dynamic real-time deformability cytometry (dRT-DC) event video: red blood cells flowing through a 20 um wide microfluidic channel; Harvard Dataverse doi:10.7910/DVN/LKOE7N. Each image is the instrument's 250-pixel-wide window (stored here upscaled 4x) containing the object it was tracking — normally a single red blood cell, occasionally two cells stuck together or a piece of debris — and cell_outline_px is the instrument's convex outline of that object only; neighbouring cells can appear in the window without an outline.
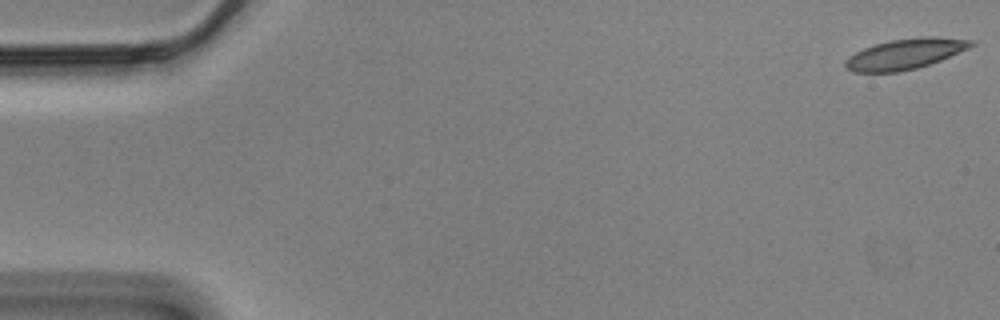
{"species": "Egyptian fruit bat (a non-hibernating species)", "species_latin": "Rousettus aegyptiacus", "temperature_condition": "cold", "stored_images_in_passage": 15, "camera_frame_rate_fps": 3000, "um_per_image_px": 0.085, "animal": {"sex": "male"}, "frame": {"image": 1, "passage_image": 1, "time_ms": 0.0, "image_size_px": [1000, 320], "cell_outline_px": [[976, 44], [968, 48], [940, 60], [916, 68], [896, 72], [852, 72], [844, 68], [844, 60], [848, 56], [864, 48], [876, 44], [892, 40], [920, 36], [936, 36], [972, 40]], "centroid_in_image_um": [76.9, 4.58], "position_along_channel_um": 8.1, "area_um2": 22.25}}
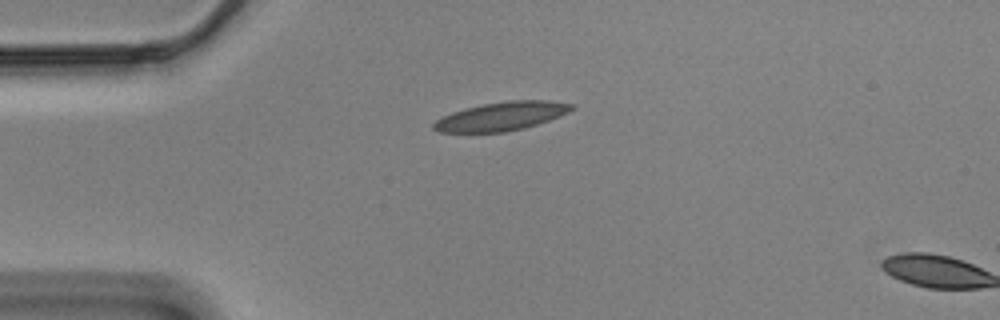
{"frame": {"image": 2, "passage_image": 14, "time_ms": 4.333, "image_size_px": [1000, 320], "cell_outline_px": [[576, 108], [560, 116], [524, 128], [504, 132], [440, 132], [432, 128], [432, 124], [436, 120], [452, 112], [464, 108], [484, 104], [508, 100], [548, 100], [576, 104]], "centroid_in_image_um": [42.65, 9.87], "position_along_channel_um": 42.3, "area_um2": 23.0}}